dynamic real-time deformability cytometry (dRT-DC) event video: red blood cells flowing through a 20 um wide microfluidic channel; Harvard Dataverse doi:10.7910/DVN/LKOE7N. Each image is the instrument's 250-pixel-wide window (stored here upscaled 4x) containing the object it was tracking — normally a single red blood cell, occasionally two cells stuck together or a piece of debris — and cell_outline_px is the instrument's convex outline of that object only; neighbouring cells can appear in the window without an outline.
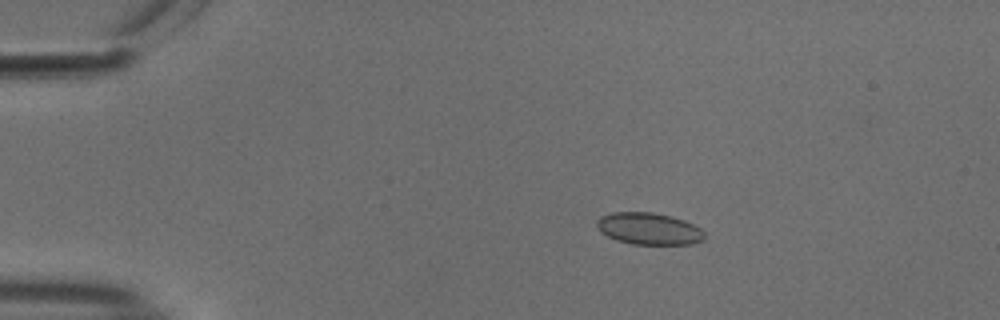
{"species": "common noctule bat (a hibernating species)", "species_latin": "Nyctalus noctula", "temperature_condition": "cold", "stored_images_in_passage": 46, "camera_frame_rate_fps": 3000, "um_per_image_px": 0.085, "animal": {"sex": "male", "body_mass_g": 18.8}, "frame": {"image": 1, "passage_image": 2, "time_ms": 0.333, "image_size_px": [1000, 320], "cell_outline_px": [[704, 240], [692, 244], [632, 244], [616, 240], [600, 232], [596, 224], [596, 220], [600, 216], [612, 212], [652, 212], [672, 216], [684, 220], [700, 228], [704, 232]], "centroid_in_image_um": [55.14, 19.43], "position_along_channel_um": 29.9, "area_um2": 20.11}}
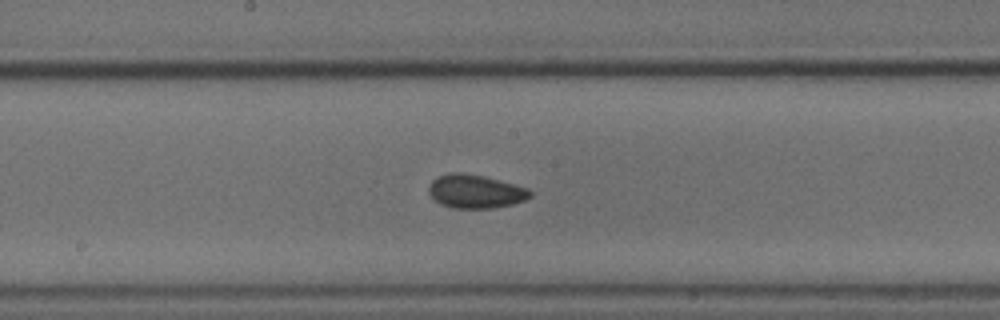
{"frame": {"image": 2, "passage_image": 21, "time_ms": 6.667, "image_size_px": [1000, 320], "cell_outline_px": [[532, 196], [524, 200], [512, 204], [492, 208], [452, 208], [440, 204], [428, 192], [428, 188], [432, 180], [436, 176], [448, 172], [460, 172], [484, 176], [528, 188], [532, 192]], "centroid_in_image_um": [40.38, 16.26], "position_along_channel_um": 207.8, "area_um2": 19.88}}
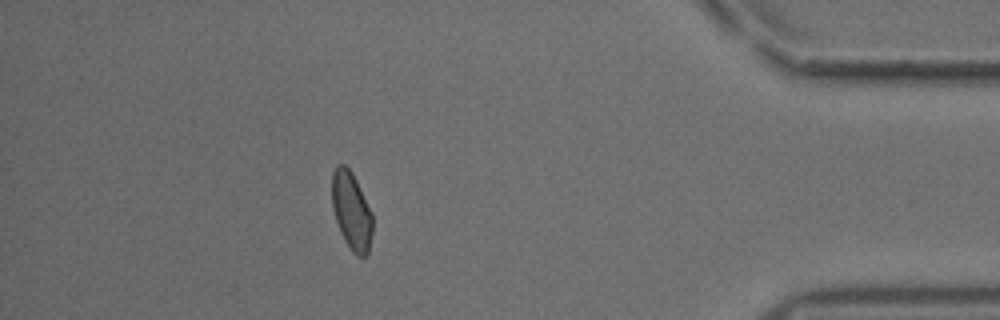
{"frame": {"image": 3, "passage_image": 40, "time_ms": 13.0, "image_size_px": [1000, 320], "cell_outline_px": [[372, 232], [368, 256], [356, 256], [352, 252], [344, 240], [340, 232], [332, 208], [332, 172], [336, 164], [344, 164], [352, 172], [372, 212]], "centroid_in_image_um": [29.87, 17.93], "position_along_channel_um": 405.3, "area_um2": 18.55}, "authors_computed_cell_mechanics": {"area_um2": 19.0162, "velocity_mm_per_s": 3.7611, "shape_relaxation_time_tau1_ms": 3.8869, "shape_relaxation_time_tau2_ms": 2.2827, "deformation_change_tau1": 0.0691, "deformation_change_tau2": 0.0591}}